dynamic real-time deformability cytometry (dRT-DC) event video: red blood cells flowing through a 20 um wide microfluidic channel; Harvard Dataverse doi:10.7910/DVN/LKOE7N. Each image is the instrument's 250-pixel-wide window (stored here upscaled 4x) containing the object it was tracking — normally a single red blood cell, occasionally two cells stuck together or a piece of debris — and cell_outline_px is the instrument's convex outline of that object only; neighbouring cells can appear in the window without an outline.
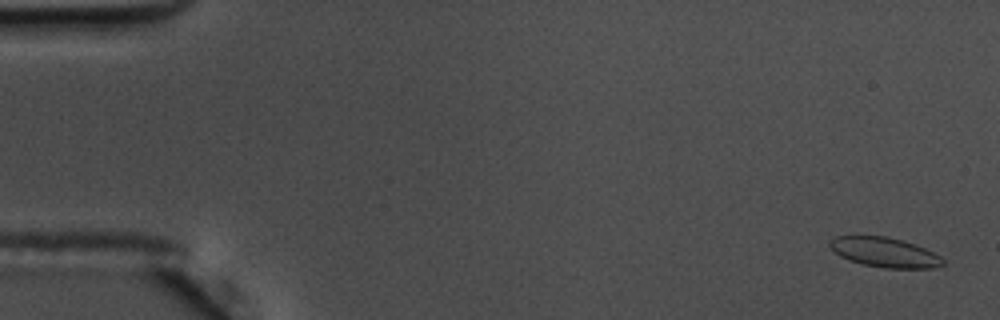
{"species": "common noctule bat (a hibernating species)", "species_latin": "Nyctalus noctula", "temperature_condition": "warm", "stored_images_in_passage": 58, "camera_frame_rate_fps": 3000, "um_per_image_px": 0.085, "animal": {"sex": "male", "body_mass_g": 17.5, "forearm_length_mm": 52.3}, "frame": {"image": 1, "passage_image": 2, "time_ms": 0.333, "image_size_px": [1000, 320], "cell_outline_px": [[944, 264], [936, 268], [884, 268], [864, 264], [848, 260], [840, 256], [828, 244], [828, 240], [836, 236], [888, 236], [904, 240], [924, 248], [940, 256], [944, 260]], "centroid_in_image_um": [75.19, 21.44], "position_along_channel_um": 9.8, "area_um2": 19.59}}
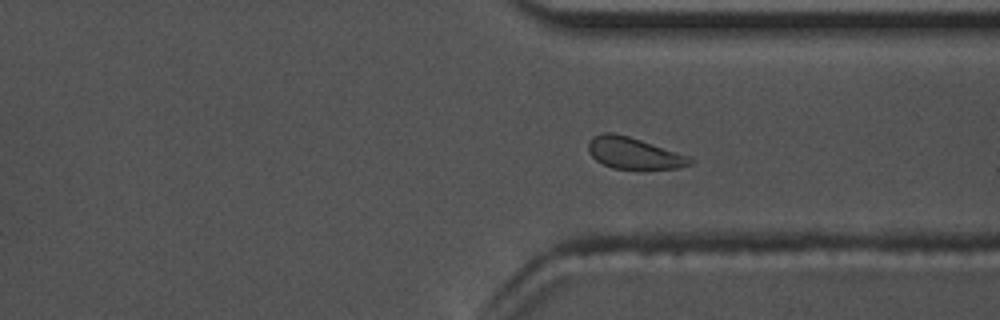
{"frame": {"image": 2, "passage_image": 43, "time_ms": 14.0, "image_size_px": [1000, 320], "cell_outline_px": [[692, 164], [680, 168], [612, 168], [596, 160], [588, 152], [588, 140], [592, 136], [604, 132], [612, 132], [628, 136], [688, 156], [692, 160]], "centroid_in_image_um": [53.81, 13.0], "position_along_channel_um": 357.6, "area_um2": 18.32}}
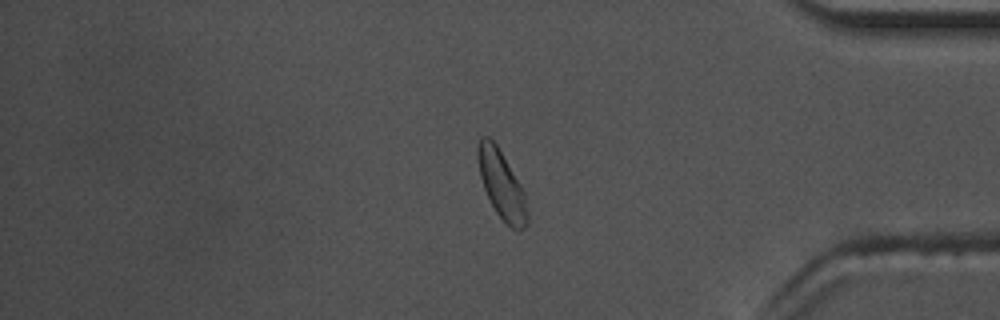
{"frame": {"image": 3, "passage_image": 48, "time_ms": 15.667, "image_size_px": [1000, 320], "cell_outline_px": [[528, 224], [524, 228], [512, 228], [496, 212], [484, 188], [480, 176], [476, 156], [476, 148], [480, 136], [488, 136], [496, 144], [520, 184], [524, 192], [528, 212]], "centroid_in_image_um": [42.62, 15.66], "position_along_channel_um": 392.6, "area_um2": 19.36}}